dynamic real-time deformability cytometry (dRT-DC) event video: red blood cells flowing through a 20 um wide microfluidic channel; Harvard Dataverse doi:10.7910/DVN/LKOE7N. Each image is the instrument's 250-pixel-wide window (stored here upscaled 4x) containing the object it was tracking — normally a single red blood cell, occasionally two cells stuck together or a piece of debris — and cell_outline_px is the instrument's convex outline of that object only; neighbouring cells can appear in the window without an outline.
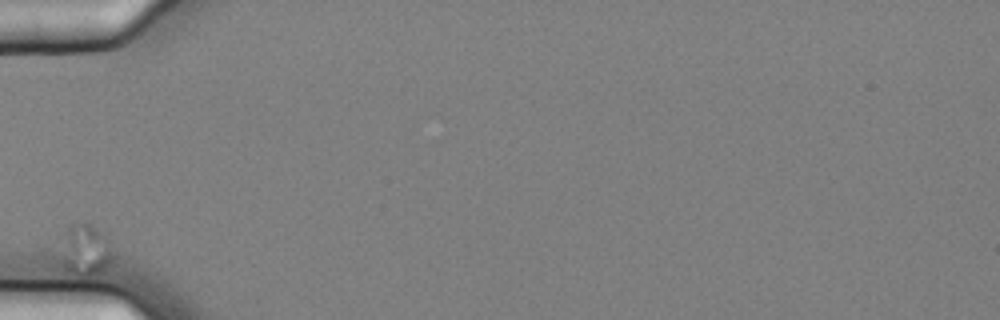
{"species": "common noctule bat (a hibernating species)", "species_latin": "Nyctalus noctula", "temperature_condition": "cold", "stored_images_in_passage": 7, "camera_frame_rate_fps": 3000, "um_per_image_px": 0.085, "animal": {"sex": "female", "body_mass_g": 25.1}, "frame": {"image": 1, "passage_image": 1, "time_ms": 0.0, "image_size_px": [1000, 320], "cell_outline_px": [[112, 260], [104, 272], [96, 276], [80, 280], [68, 272], [64, 268], [64, 228], [68, 224], [92, 224], [108, 240], [112, 252]], "centroid_in_image_um": [7.29, 21.35], "position_along_channel_um": 77.7, "area_um2": 15.78}}